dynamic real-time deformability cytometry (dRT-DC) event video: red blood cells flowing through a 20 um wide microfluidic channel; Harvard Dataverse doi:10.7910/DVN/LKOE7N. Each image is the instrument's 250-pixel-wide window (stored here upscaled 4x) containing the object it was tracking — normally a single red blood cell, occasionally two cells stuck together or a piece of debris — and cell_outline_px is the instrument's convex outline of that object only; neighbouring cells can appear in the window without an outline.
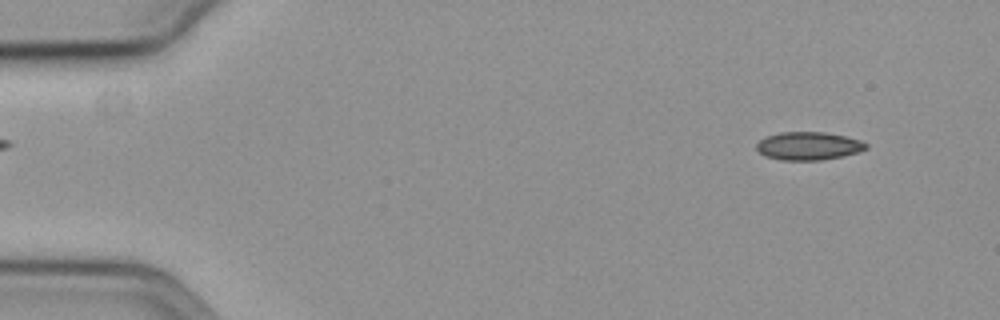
{"species": "common noctule bat (a hibernating species)", "species_latin": "Nyctalus noctula", "temperature_condition": "cold", "stored_images_in_passage": 57, "camera_frame_rate_fps": 3000, "um_per_image_px": 0.085, "animal": {"sex": "female", "body_mass_g": 19.3, "forearm_length_mm": 54.1}, "frame": {"image": 1, "passage_image": 5, "time_ms": 1.333, "image_size_px": [1000, 320], "cell_outline_px": [[868, 148], [856, 152], [840, 156], [820, 160], [780, 160], [764, 156], [756, 148], [756, 144], [760, 140], [768, 136], [780, 132], [824, 132], [844, 136], [860, 140], [868, 144]], "centroid_in_image_um": [68.7, 12.4], "position_along_channel_um": 16.3, "area_um2": 17.74}}
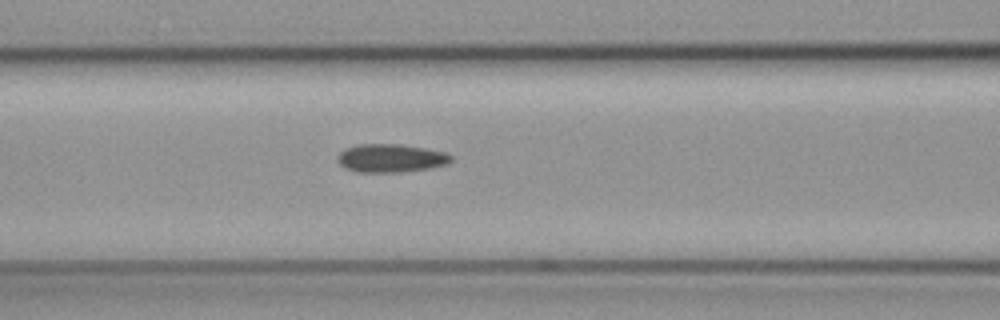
{"frame": {"image": 2, "passage_image": 24, "time_ms": 7.667, "image_size_px": [1000, 320], "cell_outline_px": [[452, 160], [448, 164], [432, 168], [400, 172], [356, 172], [344, 168], [336, 160], [336, 156], [344, 148], [360, 144], [400, 144], [448, 152], [452, 156]], "centroid_in_image_um": [33.22, 13.44], "position_along_channel_um": 133.4, "area_um2": 19.02}}
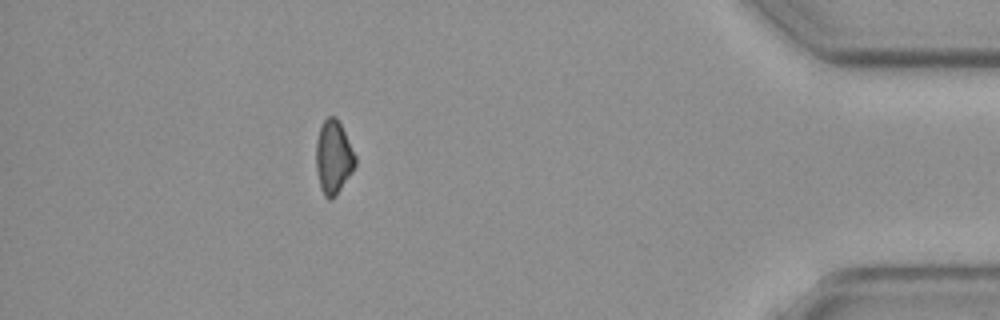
{"frame": {"image": 3, "passage_image": 51, "time_ms": 16.667, "image_size_px": [1000, 320], "cell_outline_px": [[356, 164], [352, 172], [332, 200], [328, 200], [324, 196], [320, 188], [316, 168], [316, 140], [320, 128], [324, 120], [328, 116], [336, 116], [356, 156]], "centroid_in_image_um": [28.33, 13.38], "position_along_channel_um": 406.9, "area_um2": 16.7}}